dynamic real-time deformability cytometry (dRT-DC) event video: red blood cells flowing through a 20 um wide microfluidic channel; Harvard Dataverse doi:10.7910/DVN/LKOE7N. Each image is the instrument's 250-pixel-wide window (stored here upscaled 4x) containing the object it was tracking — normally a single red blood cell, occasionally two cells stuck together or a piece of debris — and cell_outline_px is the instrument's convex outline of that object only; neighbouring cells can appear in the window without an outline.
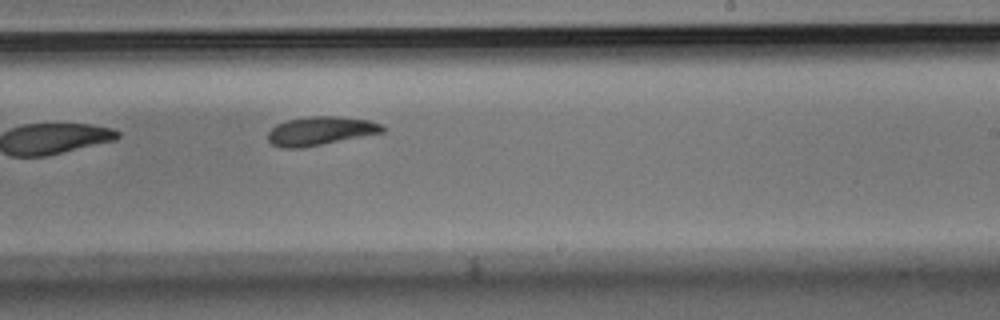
{"species": "Egyptian fruit bat (a non-hibernating species)", "species_latin": "Rousettus aegyptiacus", "temperature_condition": "room temperature", "stored_images_in_passage": 6, "camera_frame_rate_fps": 3000, "um_per_image_px": 0.085, "animal": {"sex": "male"}, "frame": {"image": 1, "passage_image": 6, "time_ms": 1.667, "image_size_px": [1000, 320], "cell_outline_px": [[384, 132], [300, 148], [280, 148], [272, 144], [268, 140], [268, 132], [276, 124], [288, 120], [308, 116], [340, 116], [368, 120], [380, 124], [384, 128]], "centroid_in_image_um": [27.2, 11.12], "position_along_channel_um": 261.8, "area_um2": 18.96}}